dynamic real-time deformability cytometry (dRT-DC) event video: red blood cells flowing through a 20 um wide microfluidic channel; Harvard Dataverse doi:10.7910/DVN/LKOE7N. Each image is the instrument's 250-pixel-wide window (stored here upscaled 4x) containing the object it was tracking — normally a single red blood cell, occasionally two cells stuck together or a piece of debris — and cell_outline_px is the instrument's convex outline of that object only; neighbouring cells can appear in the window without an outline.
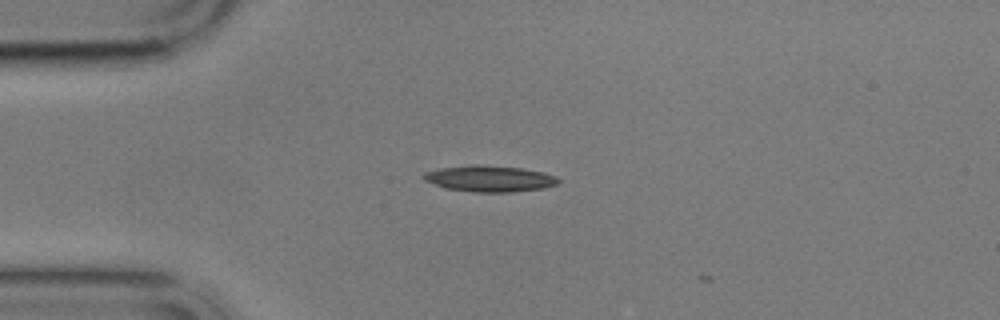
{"species": "common noctule bat (a hibernating species)", "species_latin": "Nyctalus noctula", "temperature_condition": "cold", "stored_images_in_passage": 2, "camera_frame_rate_fps": 3000, "um_per_image_px": 0.085, "animal": {"sex": "male", "body_mass_g": 17.9}, "frame": {"image": 1, "passage_image": 1, "time_ms": 0.0, "image_size_px": [1000, 320], "cell_outline_px": [[560, 180], [556, 184], [544, 188], [512, 192], [472, 192], [448, 188], [424, 180], [420, 176], [424, 172], [440, 168], [476, 164], [520, 168], [544, 172], [556, 176]], "centroid_in_image_um": [41.61, 15.18], "position_along_channel_um": 43.4, "area_um2": 20.46}}